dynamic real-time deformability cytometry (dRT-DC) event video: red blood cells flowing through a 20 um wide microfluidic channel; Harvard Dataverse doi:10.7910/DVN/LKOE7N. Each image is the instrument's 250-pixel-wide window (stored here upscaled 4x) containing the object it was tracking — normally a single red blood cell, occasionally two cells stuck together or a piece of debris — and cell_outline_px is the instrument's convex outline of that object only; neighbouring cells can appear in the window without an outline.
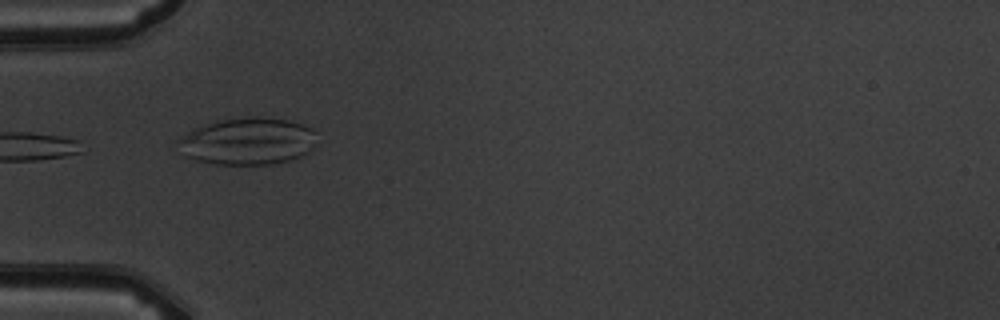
{"species": "common noctule bat (a hibernating species)", "species_latin": "Nyctalus noctula", "temperature_condition": "warm", "stored_images_in_passage": 8, "camera_frame_rate_fps": 3000, "um_per_image_px": 0.085, "animal": {"sex": "male", "body_mass_g": 19.5, "forearm_length_mm": 54.6}, "frame": {"image": 1, "passage_image": 5, "time_ms": 4.667, "image_size_px": [1000, 320], "cell_outline_px": [[316, 132], [312, 148], [304, 156], [292, 160], [272, 164], [212, 164], [196, 160], [184, 156], [176, 140], [180, 136], [192, 128], [216, 120], [248, 116], [256, 116], [288, 120], [312, 128]], "centroid_in_image_um": [21.02, 12.0], "position_along_channel_um": 64.0, "area_um2": 38.55}}
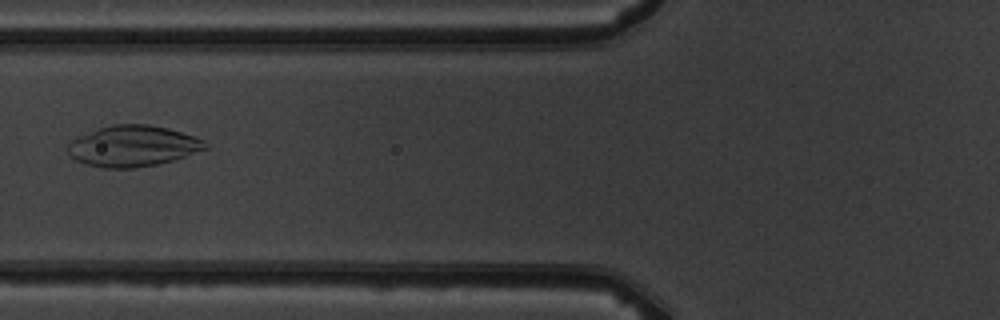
{"frame": {"image": 2, "passage_image": 6, "time_ms": 6.0, "image_size_px": [1000, 320], "cell_outline_px": [[208, 148], [172, 160], [156, 164], [136, 168], [104, 168], [88, 164], [76, 160], [68, 152], [68, 144], [76, 136], [112, 124], [148, 124], [168, 128], [196, 136], [204, 140], [208, 144]], "centroid_in_image_um": [11.31, 12.4], "position_along_channel_um": 114.5, "area_um2": 32.71}}
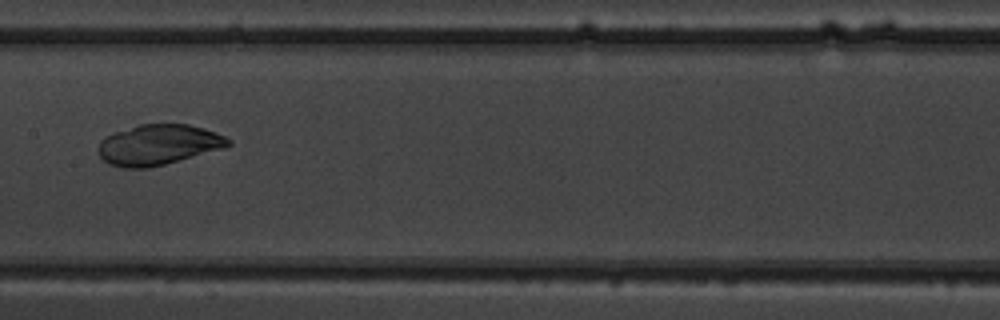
{"frame": {"image": 3, "passage_image": 8, "time_ms": 8.0, "image_size_px": [1000, 320], "cell_outline_px": [[232, 144], [228, 148], [148, 168], [124, 168], [108, 164], [100, 156], [96, 148], [100, 140], [104, 136], [140, 124], [188, 124], [204, 128], [224, 136], [232, 140]], "centroid_in_image_um": [13.48, 12.31], "position_along_channel_um": 193.9, "area_um2": 30.92}}